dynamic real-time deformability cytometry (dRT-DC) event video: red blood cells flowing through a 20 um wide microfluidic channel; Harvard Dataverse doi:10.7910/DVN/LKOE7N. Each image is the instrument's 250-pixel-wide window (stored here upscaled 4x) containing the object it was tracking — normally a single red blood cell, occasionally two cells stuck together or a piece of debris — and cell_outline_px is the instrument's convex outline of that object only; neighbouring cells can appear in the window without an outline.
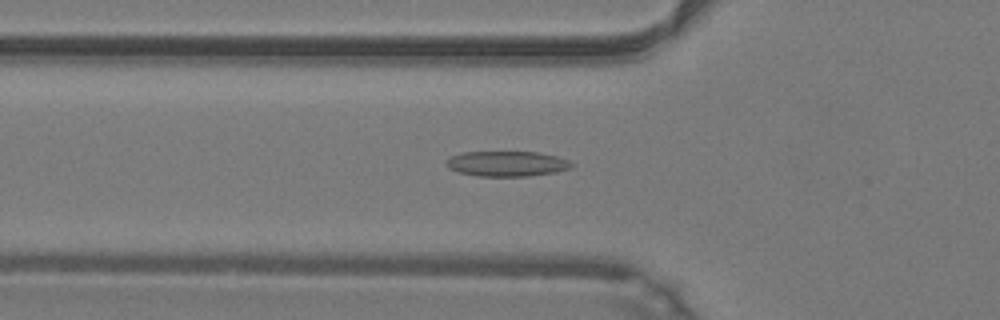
{"species": "common noctule bat (a hibernating species)", "species_latin": "Nyctalus noctula", "temperature_condition": "warm", "stored_images_in_passage": 48, "camera_frame_rate_fps": 3000, "um_per_image_px": 0.085, "animal": {"sex": "male", "body_mass_g": 19.2, "forearm_length_mm": 51.8}, "frame": {"image": 1, "passage_image": 17, "time_ms": 5.333, "image_size_px": [1000, 320], "cell_outline_px": [[572, 164], [568, 168], [556, 172], [528, 176], [480, 176], [460, 172], [448, 168], [444, 164], [444, 160], [448, 156], [464, 152], [536, 152], [556, 156], [568, 160]], "centroid_in_image_um": [43.0, 13.91], "position_along_channel_um": 82.8, "area_um2": 18.38}}
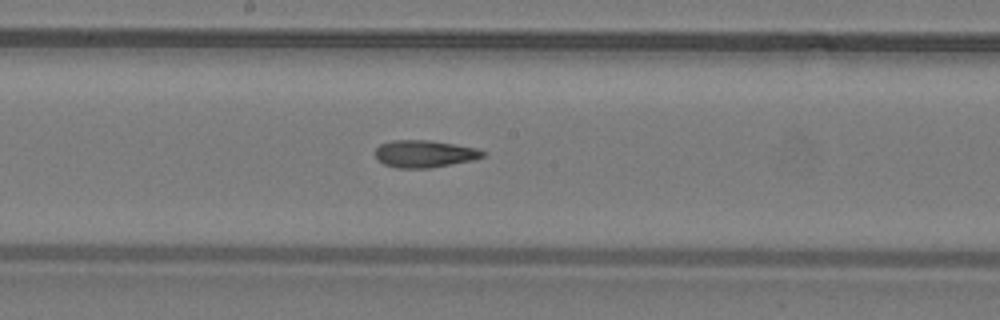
{"frame": {"image": 2, "passage_image": 26, "time_ms": 8.333, "image_size_px": [1000, 320], "cell_outline_px": [[484, 156], [472, 160], [428, 168], [396, 168], [384, 164], [376, 156], [376, 148], [380, 144], [392, 140], [432, 140], [476, 148], [484, 152]], "centroid_in_image_um": [36.06, 13.06], "position_along_channel_um": 212.1, "area_um2": 16.88}}
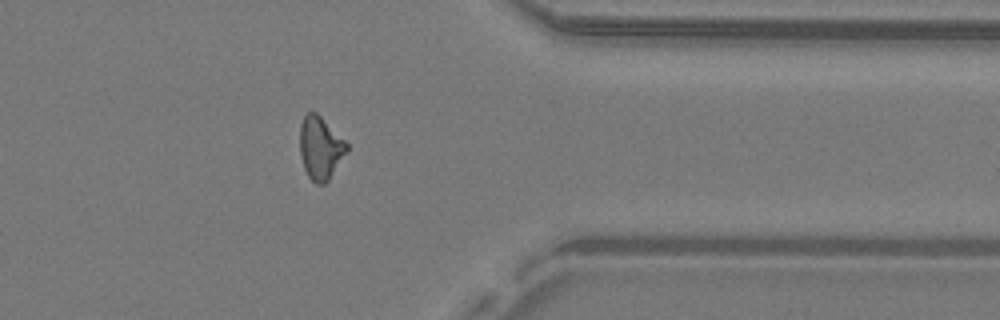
{"frame": {"image": 3, "passage_image": 39, "time_ms": 12.667, "image_size_px": [1000, 320], "cell_outline_px": [[348, 152], [328, 180], [324, 184], [316, 184], [308, 176], [304, 168], [300, 156], [300, 124], [304, 116], [308, 112], [316, 112], [348, 144]], "centroid_in_image_um": [27.23, 12.59], "position_along_channel_um": 384.2, "area_um2": 17.11}, "authors_computed_cell_mechanics": {"area_um2": 17.2533, "velocity_mm_per_s": 4.2763, "shape_relaxation_time_tau1_ms": null, "shape_relaxation_time_tau2_ms": 3.9521, "deformation_change_tau1": null, "deformation_change_tau2": 0.1323}}